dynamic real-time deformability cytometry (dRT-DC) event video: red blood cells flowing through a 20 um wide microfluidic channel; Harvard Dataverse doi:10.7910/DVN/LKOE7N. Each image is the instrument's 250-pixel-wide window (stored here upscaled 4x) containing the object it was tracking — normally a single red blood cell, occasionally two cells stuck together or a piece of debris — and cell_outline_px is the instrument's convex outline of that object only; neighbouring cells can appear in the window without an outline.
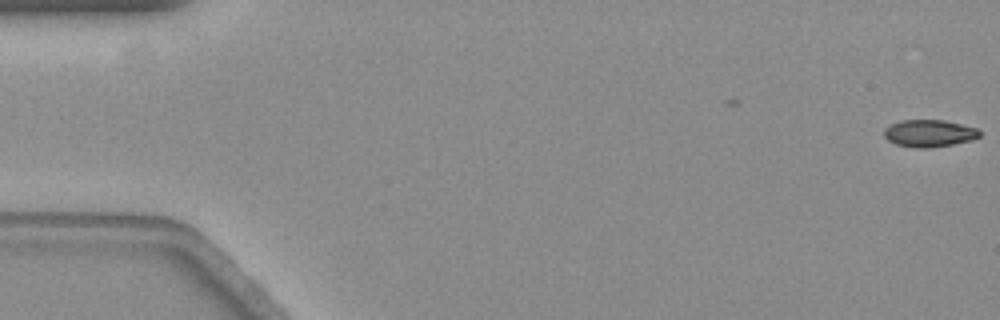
{"species": "common noctule bat (a hibernating species)", "species_latin": "Nyctalus noctula", "temperature_condition": "warm", "stored_images_in_passage": 5, "camera_frame_rate_fps": 3000, "um_per_image_px": 0.085, "animal": {"sex": "female", "body_mass_g": 19.3, "forearm_length_mm": 54.1}, "frame": {"image": 1, "passage_image": 5, "time_ms": 1.333, "image_size_px": [1000, 320], "cell_outline_px": [[980, 136], [972, 140], [952, 144], [928, 148], [916, 148], [896, 144], [888, 140], [884, 136], [884, 128], [900, 120], [944, 120], [976, 128], [980, 132]], "centroid_in_image_um": [78.96, 11.33], "position_along_channel_um": 6.0, "area_um2": 15.03}}